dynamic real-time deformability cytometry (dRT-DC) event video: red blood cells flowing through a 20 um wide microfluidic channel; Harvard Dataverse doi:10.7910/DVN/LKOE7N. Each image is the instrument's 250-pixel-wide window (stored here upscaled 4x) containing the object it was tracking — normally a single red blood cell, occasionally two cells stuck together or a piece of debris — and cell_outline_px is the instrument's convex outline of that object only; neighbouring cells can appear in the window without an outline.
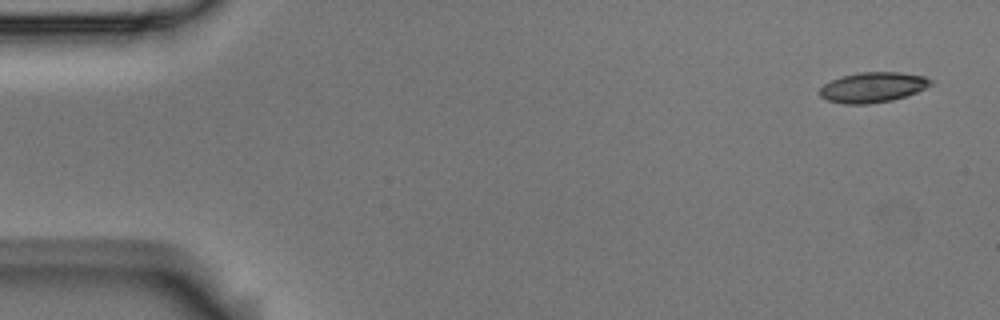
{"species": "Egyptian fruit bat (a non-hibernating species)", "species_latin": "Rousettus aegyptiacus", "temperature_condition": "room temperature", "stored_images_in_passage": 7, "camera_frame_rate_fps": 3000, "um_per_image_px": 0.085, "animal": {"sex": "male"}, "frame": {"image": 1, "passage_image": 1, "time_ms": 0.0, "image_size_px": [1000, 320], "cell_outline_px": [[932, 84], [916, 92], [892, 100], [868, 104], [844, 104], [828, 100], [820, 96], [820, 88], [824, 84], [832, 80], [844, 76], [860, 72], [900, 72], [924, 76], [932, 80]], "centroid_in_image_um": [74.19, 7.42], "position_along_channel_um": 10.8, "area_um2": 19.31}}
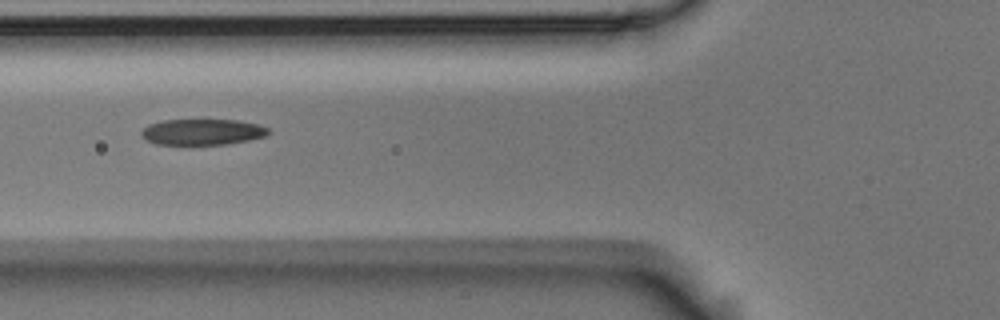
{"frame": {"image": 2, "passage_image": 6, "time_ms": 1.667, "image_size_px": [1000, 320], "cell_outline_px": [[272, 132], [268, 136], [228, 144], [156, 144], [140, 136], [140, 132], [148, 124], [164, 120], [240, 120], [260, 124], [268, 128]], "centroid_in_image_um": [17.26, 11.21], "position_along_channel_um": 108.5, "area_um2": 19.36}}
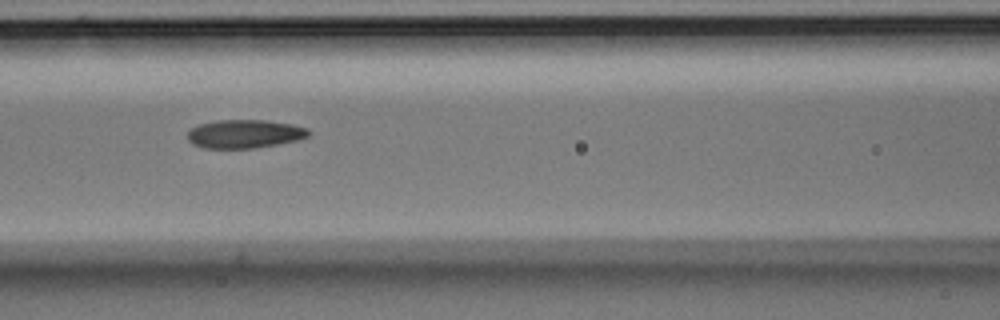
{"frame": {"image": 3, "passage_image": 7, "time_ms": 2.0, "image_size_px": [1000, 320], "cell_outline_px": [[312, 132], [308, 136], [296, 140], [276, 144], [252, 148], [204, 148], [192, 144], [188, 140], [188, 132], [192, 128], [200, 124], [216, 120], [268, 120], [292, 124], [308, 128]], "centroid_in_image_um": [20.8, 11.37], "position_along_channel_um": 145.8, "area_um2": 20.06}}